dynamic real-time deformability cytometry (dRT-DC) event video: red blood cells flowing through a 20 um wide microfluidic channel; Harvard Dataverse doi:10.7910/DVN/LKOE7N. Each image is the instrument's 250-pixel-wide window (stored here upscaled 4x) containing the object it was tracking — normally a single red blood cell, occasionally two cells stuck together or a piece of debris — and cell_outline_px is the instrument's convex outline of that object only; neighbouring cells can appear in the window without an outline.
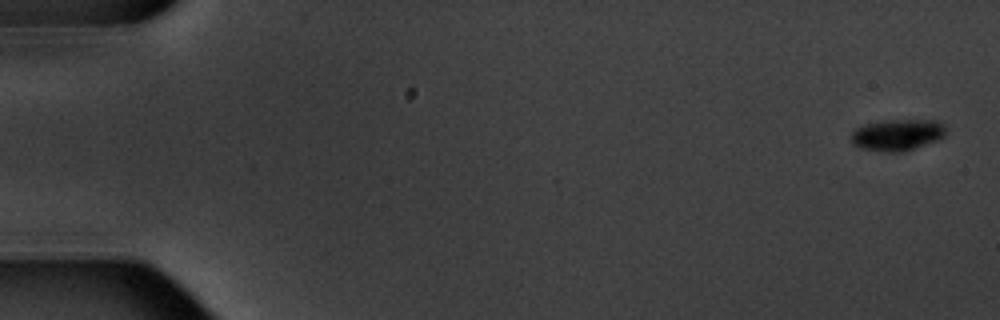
{"species": "common noctule bat (a hibernating species)", "species_latin": "Nyctalus noctula", "temperature_condition": "warm", "stored_images_in_passage": 7, "segment_of_instrument_passage": [2, 2], "camera_frame_rate_fps": 3000, "um_per_image_px": 0.085, "animal": {"sex": "male", "body_mass_g": 20.1, "forearm_length_mm": 53.5}, "frame": {"image": 1, "passage_image": 7, "time_ms": 8.0, "image_size_px": [1000, 320], "cell_outline_px": [[948, 132], [944, 136], [936, 140], [900, 152], [888, 152], [860, 148], [852, 144], [852, 132], [856, 128], [864, 124], [884, 120], [940, 120], [944, 124]], "centroid_in_image_um": [76.29, 11.44], "position_along_channel_um": 8.7, "area_um2": 17.34}}